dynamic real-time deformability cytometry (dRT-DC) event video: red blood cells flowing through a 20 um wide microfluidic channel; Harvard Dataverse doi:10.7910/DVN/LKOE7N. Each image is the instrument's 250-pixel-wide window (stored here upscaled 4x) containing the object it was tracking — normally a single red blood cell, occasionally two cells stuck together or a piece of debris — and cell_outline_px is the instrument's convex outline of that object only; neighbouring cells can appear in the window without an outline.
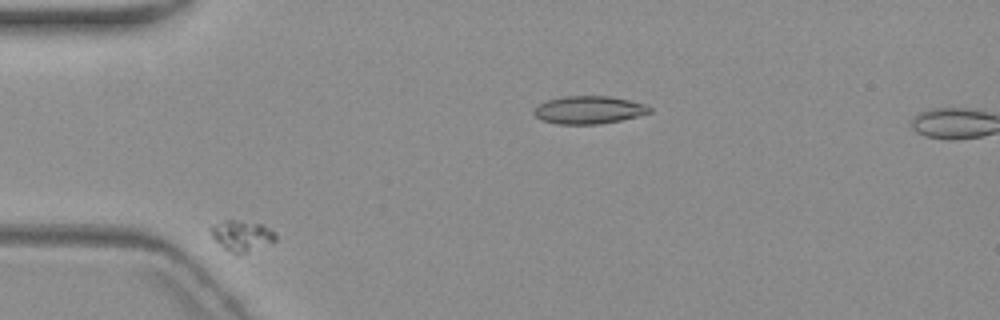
{"species": "common noctule bat (a hibernating species)", "species_latin": "Nyctalus noctula", "temperature_condition": "warm", "stored_images_in_passage": 5, "segment_of_instrument_passage": [1, 2], "camera_frame_rate_fps": 3000, "um_per_image_px": 0.085, "animal": {"sex": "female", "body_mass_g": 19.3, "forearm_length_mm": 54.1}, "frame": {"image": 1, "passage_image": 3, "time_ms": 3.333, "image_size_px": [1000, 320], "cell_outline_px": [[276, 240], [272, 244], [236, 256], [224, 248], [212, 236], [208, 228], [212, 224], [224, 220], [232, 220], [260, 224], [276, 232]], "centroid_in_image_um": [20.55, 20.06], "position_along_channel_um": 64.4, "area_um2": 11.79}}
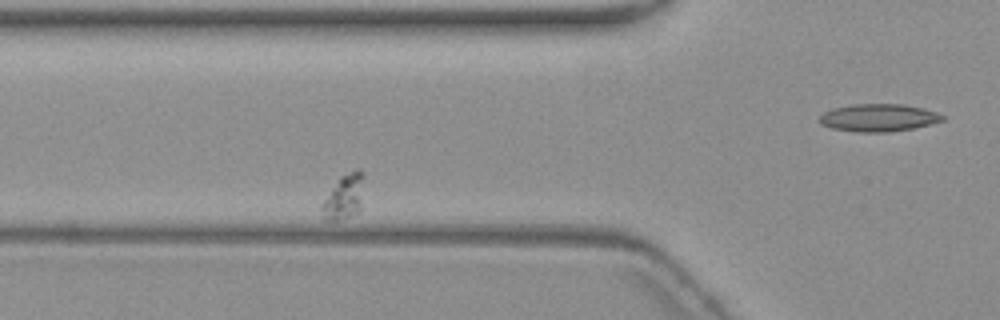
{"frame": {"image": 2, "passage_image": 4, "time_ms": 4.667, "image_size_px": [1000, 320], "cell_outline_px": [[364, 172], [360, 208], [356, 212], [348, 216], [336, 220], [324, 220], [320, 208], [320, 204], [340, 176], [356, 168], [360, 168]], "centroid_in_image_um": [29.22, 16.68], "position_along_channel_um": 96.6, "area_um2": 10.98}}